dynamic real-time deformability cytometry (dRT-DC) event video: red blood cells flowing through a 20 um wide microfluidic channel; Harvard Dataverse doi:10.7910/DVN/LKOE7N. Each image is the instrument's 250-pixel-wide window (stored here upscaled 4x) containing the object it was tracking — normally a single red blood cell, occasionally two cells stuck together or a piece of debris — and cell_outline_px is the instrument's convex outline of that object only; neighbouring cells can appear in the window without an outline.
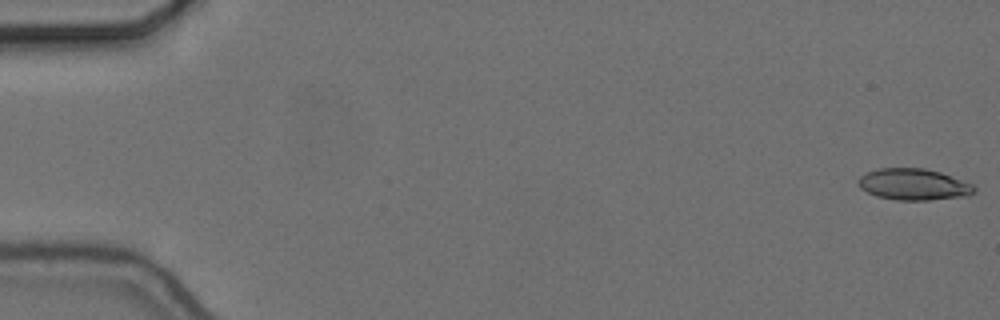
{"species": "common noctule bat (a hibernating species)", "species_latin": "Nyctalus noctula", "temperature_condition": "cold", "stored_images_in_passage": 56, "camera_frame_rate_fps": 3000, "um_per_image_px": 0.085, "animal": {"sex": "female", "body_mass_g": 24.6, "forearm_length_mm": 56.2}, "frame": {"image": 1, "passage_image": 1, "time_ms": 0.0, "image_size_px": [1000, 320], "cell_outline_px": [[976, 192], [968, 196], [928, 200], [896, 200], [876, 196], [860, 188], [860, 176], [868, 172], [880, 168], [924, 168], [940, 172], [972, 184], [976, 188]], "centroid_in_image_um": [77.69, 15.68], "position_along_channel_um": 7.3, "area_um2": 21.1}}
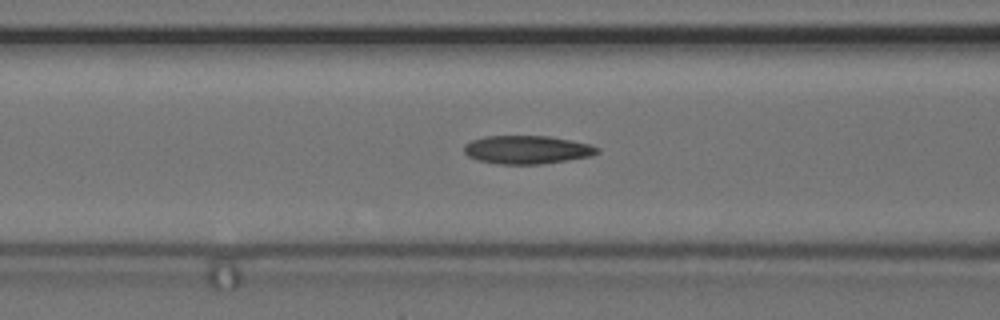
{"frame": {"image": 2, "passage_image": 23, "time_ms": 7.333, "image_size_px": [1000, 320], "cell_outline_px": [[600, 152], [592, 156], [540, 164], [500, 164], [480, 160], [468, 156], [464, 152], [464, 144], [472, 140], [484, 136], [548, 136], [588, 144], [600, 148]], "centroid_in_image_um": [44.79, 12.72], "position_along_channel_um": 121.8, "area_um2": 21.79}}
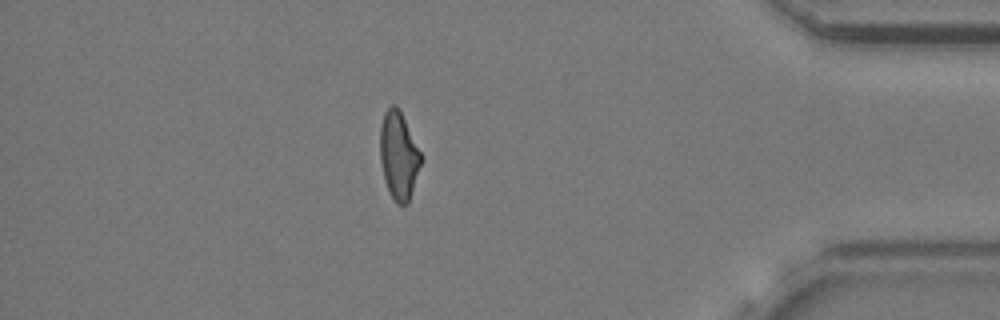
{"frame": {"image": 3, "passage_image": 49, "time_ms": 16.0, "image_size_px": [1000, 320], "cell_outline_px": [[424, 160], [408, 204], [396, 204], [388, 192], [384, 180], [380, 160], [380, 128], [384, 112], [392, 104], [396, 104], [424, 156]], "centroid_in_image_um": [33.92, 13.26], "position_along_channel_um": 401.3, "area_um2": 21.44}, "authors_computed_cell_mechanics": {"area_um2": 21.4438, "velocity_mm_per_s": 3.6736, "shape_relaxation_time_tau1_ms": null, "shape_relaxation_time_tau2_ms": 3.3389, "deformation_change_tau1": null, "deformation_change_tau2": 0.1201}}